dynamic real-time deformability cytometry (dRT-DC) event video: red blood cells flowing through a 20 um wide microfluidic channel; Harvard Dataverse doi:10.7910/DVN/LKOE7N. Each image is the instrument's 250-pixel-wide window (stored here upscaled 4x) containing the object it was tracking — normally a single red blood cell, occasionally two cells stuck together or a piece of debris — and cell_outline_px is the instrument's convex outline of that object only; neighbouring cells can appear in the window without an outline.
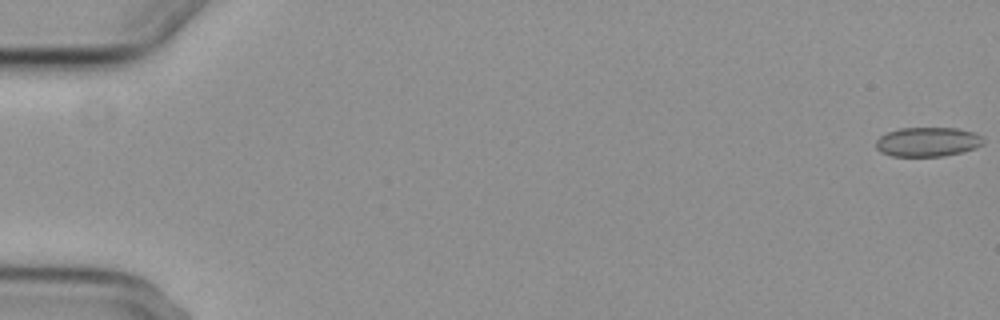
{"species": "common noctule bat (a hibernating species)", "species_latin": "Nyctalus noctula", "temperature_condition": "cold", "stored_images_in_passage": 6, "camera_frame_rate_fps": 3000, "um_per_image_px": 0.085, "animal": {"sex": "female", "body_mass_g": 29.2, "forearm_length_mm": 56.3}, "frame": {"image": 1, "passage_image": 1, "time_ms": 0.0, "image_size_px": [1000, 320], "cell_outline_px": [[984, 144], [976, 148], [944, 156], [892, 156], [880, 152], [876, 148], [876, 140], [880, 136], [888, 132], [900, 128], [956, 128], [972, 132], [984, 136]], "centroid_in_image_um": [78.86, 12.06], "position_along_channel_um": 6.1, "area_um2": 18.44}}
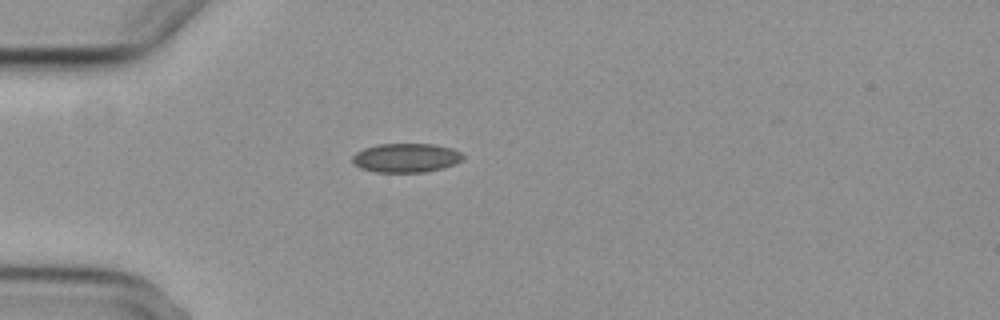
{"frame": {"image": 2, "passage_image": 5, "time_ms": 5.333, "image_size_px": [1000, 320], "cell_outline_px": [[464, 160], [456, 164], [444, 168], [424, 172], [376, 172], [360, 168], [352, 164], [352, 156], [356, 152], [364, 148], [376, 144], [432, 144], [452, 148], [460, 152], [464, 156]], "centroid_in_image_um": [34.52, 13.42], "position_along_channel_um": 50.5, "area_um2": 18.96}}